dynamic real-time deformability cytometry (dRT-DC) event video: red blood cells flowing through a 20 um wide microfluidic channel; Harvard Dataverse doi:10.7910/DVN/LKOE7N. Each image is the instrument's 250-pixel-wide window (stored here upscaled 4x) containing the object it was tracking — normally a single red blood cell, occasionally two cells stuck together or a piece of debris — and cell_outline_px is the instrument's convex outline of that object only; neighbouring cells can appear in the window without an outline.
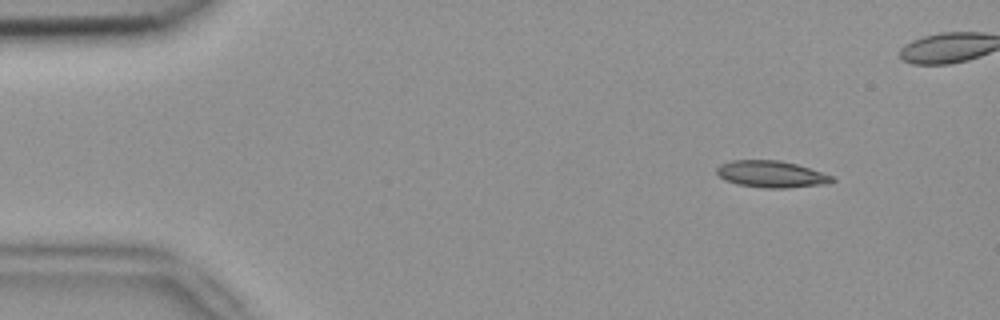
{"species": "common noctule bat (a hibernating species)", "species_latin": "Nyctalus noctula", "temperature_condition": "room temperature", "stored_images_in_passage": 6, "camera_frame_rate_fps": 3000, "um_per_image_px": 0.085, "animal": {"sex": "female", "body_mass_g": 18.4}, "frame": {"image": 1, "passage_image": 1, "time_ms": 0.0, "image_size_px": [1000, 320], "cell_outline_px": [[836, 180], [828, 184], [788, 188], [764, 188], [736, 184], [724, 180], [716, 172], [716, 168], [720, 164], [732, 160], [780, 160], [796, 164], [832, 176]], "centroid_in_image_um": [65.54, 14.81], "position_along_channel_um": 19.5, "area_um2": 18.03}}